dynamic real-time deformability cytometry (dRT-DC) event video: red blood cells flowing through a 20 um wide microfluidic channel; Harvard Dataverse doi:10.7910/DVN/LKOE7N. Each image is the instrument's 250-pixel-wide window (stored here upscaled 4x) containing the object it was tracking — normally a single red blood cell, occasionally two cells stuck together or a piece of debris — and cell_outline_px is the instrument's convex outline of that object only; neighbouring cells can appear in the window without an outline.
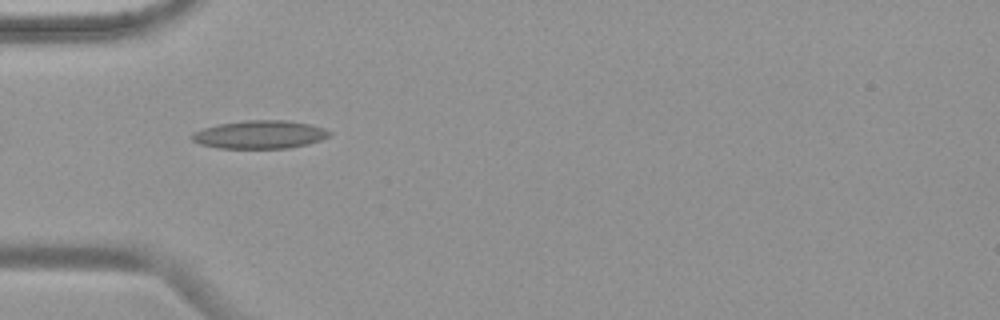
{"species": "common noctule bat (a hibernating species)", "species_latin": "Nyctalus noctula", "temperature_condition": "warm", "stored_images_in_passage": 41, "camera_frame_rate_fps": 3000, "um_per_image_px": 0.085, "animal": {"sex": "female", "body_mass_g": 19.9}, "frame": {"image": 1, "passage_image": 3, "time_ms": 0.667, "image_size_px": [1000, 320], "cell_outline_px": [[332, 132], [328, 136], [320, 140], [308, 144], [288, 148], [220, 148], [200, 144], [192, 140], [188, 136], [192, 132], [204, 128], [220, 124], [244, 120], [288, 120], [308, 124], [324, 128]], "centroid_in_image_um": [22.06, 11.43], "position_along_channel_um": 62.9, "area_um2": 22.54}}
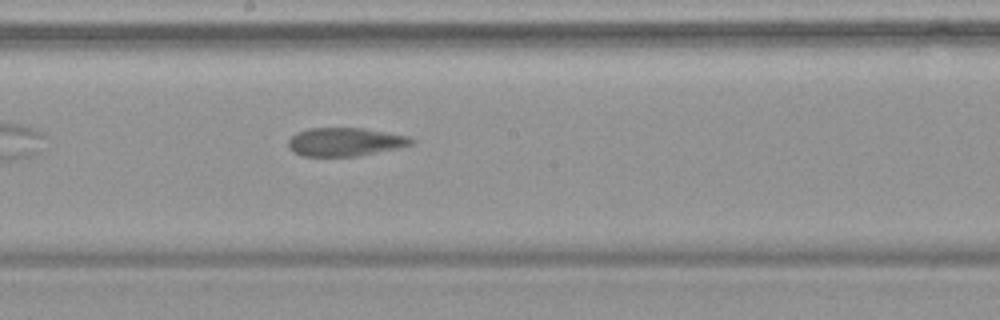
{"frame": {"image": 2, "passage_image": 16, "time_ms": 5.0, "image_size_px": [1000, 320], "cell_outline_px": [[416, 140], [412, 144], [400, 148], [360, 156], [300, 156], [292, 152], [288, 148], [288, 140], [296, 132], [308, 128], [364, 128], [408, 136]], "centroid_in_image_um": [29.32, 12.07], "position_along_channel_um": 218.9, "area_um2": 20.69}}
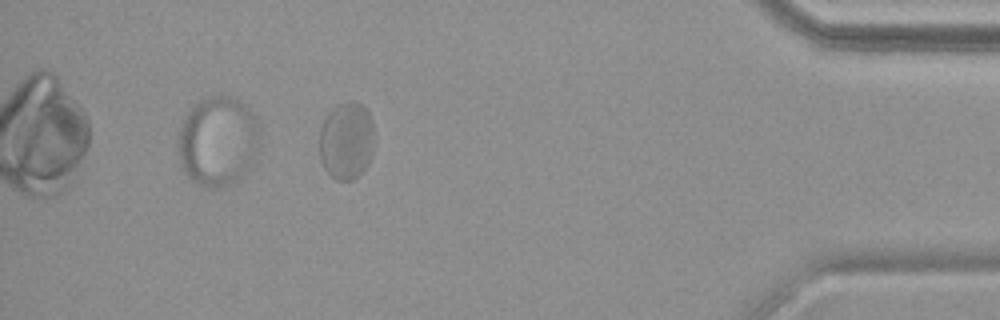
{"frame": {"image": 3, "passage_image": 35, "time_ms": 11.333, "image_size_px": [1000, 320], "cell_outline_px": [[372, 156], [368, 164], [352, 180], [336, 180], [324, 168], [320, 160], [320, 128], [328, 112], [336, 104], [348, 100], [356, 100], [368, 112], [372, 120]], "centroid_in_image_um": [29.43, 11.93], "position_along_channel_um": 405.8, "area_um2": 24.8}, "authors_computed_cell_mechanics": {"area_um2": 22.3108, "velocity_mm_per_s": 3.6598, "shape_relaxation_time_tau1_ms": null, "shape_relaxation_time_tau2_ms": 0.9707, "deformation_change_tau1": null, "deformation_change_tau2": 0.0475}}